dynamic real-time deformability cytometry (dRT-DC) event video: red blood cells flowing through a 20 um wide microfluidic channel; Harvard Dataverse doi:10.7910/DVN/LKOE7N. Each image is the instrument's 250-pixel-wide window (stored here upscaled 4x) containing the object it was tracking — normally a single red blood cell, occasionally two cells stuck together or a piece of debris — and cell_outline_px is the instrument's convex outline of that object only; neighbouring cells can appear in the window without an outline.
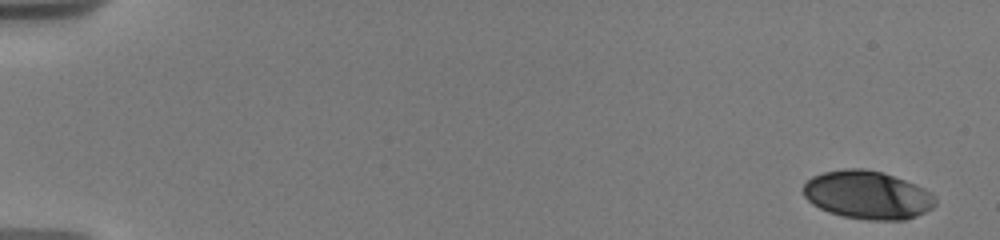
{"species": "human", "species_latin": "Homo sapiens", "temperature_condition": "warm", "stored_images_in_passage": 7, "camera_frame_rate_fps": 3000, "um_per_image_px": 0.085, "donor": {"sex": "male"}, "frame": {"image": 1, "passage_image": 1, "time_ms": 0.0, "image_size_px": [1000, 240], "cell_outline_px": [[936, 204], [932, 208], [916, 216], [904, 220], [868, 220], [844, 216], [828, 212], [812, 204], [804, 196], [804, 184], [812, 176], [824, 172], [844, 168], [864, 168], [880, 172], [916, 184], [932, 192], [936, 196]], "centroid_in_image_um": [73.75, 16.57], "position_along_channel_um": 11.2, "area_um2": 37.11}}
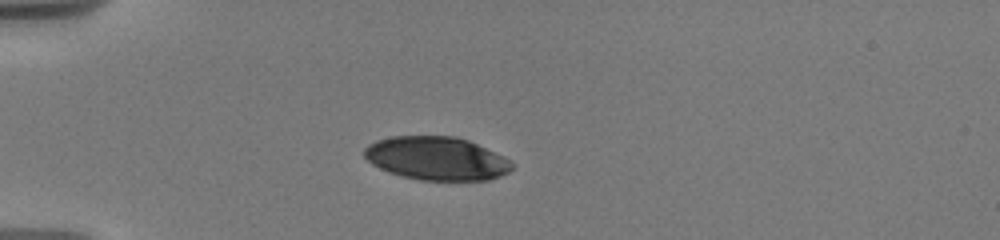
{"frame": {"image": 2, "passage_image": 5, "time_ms": 4.667, "image_size_px": [1000, 240], "cell_outline_px": [[516, 164], [508, 172], [500, 176], [488, 180], [420, 180], [388, 172], [372, 164], [364, 156], [364, 148], [368, 144], [376, 140], [392, 136], [456, 136], [468, 140], [504, 156], [512, 160]], "centroid_in_image_um": [37.13, 13.46], "position_along_channel_um": 47.9, "area_um2": 37.45}}
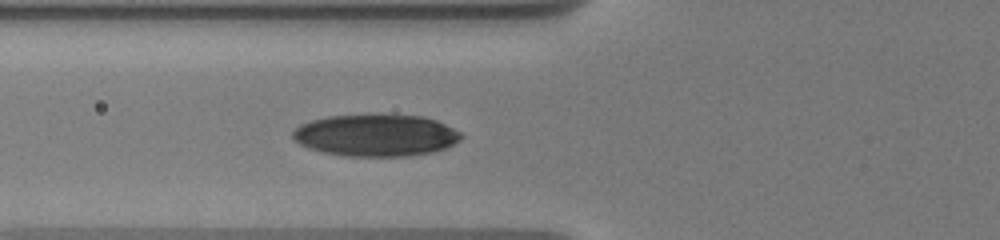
{"frame": {"image": 3, "passage_image": 7, "time_ms": 6.667, "image_size_px": [1000, 240], "cell_outline_px": [[464, 136], [460, 140], [444, 148], [432, 152], [408, 156], [344, 156], [324, 152], [308, 148], [300, 144], [292, 136], [292, 132], [300, 124], [312, 120], [328, 116], [424, 116], [436, 120], [460, 132]], "centroid_in_image_um": [31.94, 11.52], "position_along_channel_um": 93.9, "area_um2": 40.58}}